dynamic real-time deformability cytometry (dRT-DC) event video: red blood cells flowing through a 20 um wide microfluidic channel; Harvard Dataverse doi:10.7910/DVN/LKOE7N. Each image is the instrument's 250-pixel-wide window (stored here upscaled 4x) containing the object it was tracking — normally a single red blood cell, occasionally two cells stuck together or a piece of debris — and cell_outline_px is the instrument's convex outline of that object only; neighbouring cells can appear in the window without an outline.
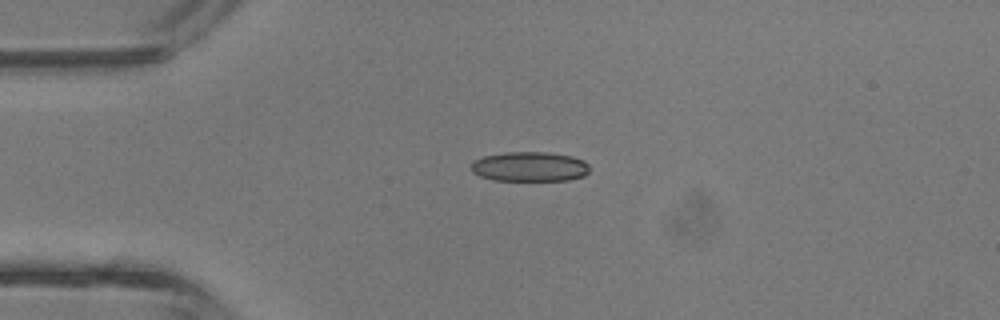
{"species": "common noctule bat (a hibernating species)", "species_latin": "Nyctalus noctula", "temperature_condition": "room temperature", "stored_images_in_passage": 41, "camera_frame_rate_fps": 3000, "um_per_image_px": 0.085, "animal": {"sex": "male", "body_mass_g": 13.3}, "frame": {"image": 1, "passage_image": 9, "time_ms": 2.667, "image_size_px": [1000, 320], "cell_outline_px": [[588, 172], [584, 176], [568, 180], [492, 180], [480, 176], [472, 172], [472, 160], [484, 156], [504, 152], [548, 152], [572, 156], [584, 160], [588, 164]], "centroid_in_image_um": [45.01, 14.16], "position_along_channel_um": 40.0, "area_um2": 20.58}}
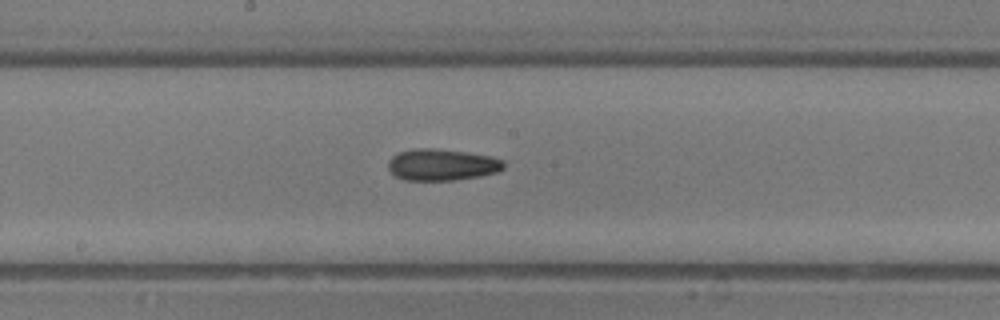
{"frame": {"image": 2, "passage_image": 21, "time_ms": 6.667, "image_size_px": [1000, 320], "cell_outline_px": [[504, 168], [500, 172], [480, 176], [456, 180], [404, 180], [396, 176], [388, 168], [388, 160], [396, 152], [412, 148], [436, 148], [492, 156], [504, 160]], "centroid_in_image_um": [37.56, 13.99], "position_along_channel_um": 210.6, "area_um2": 21.56}}
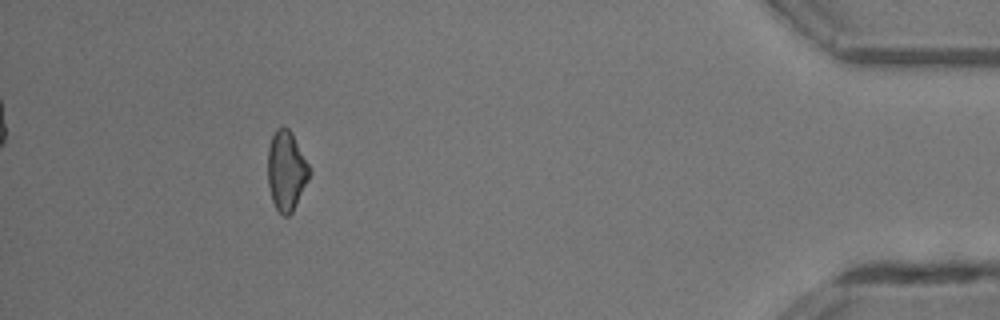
{"frame": {"image": 3, "passage_image": 37, "time_ms": 12.0, "image_size_px": [1000, 320], "cell_outline_px": [[312, 172], [292, 212], [288, 216], [284, 216], [276, 208], [272, 200], [268, 184], [268, 148], [272, 136], [276, 128], [288, 128], [292, 132]], "centroid_in_image_um": [24.34, 14.51], "position_along_channel_um": 410.9, "area_um2": 19.13}, "authors_computed_cell_mechanics": {"area_um2": 20.4612, "velocity_mm_per_s": 4.9489, "shape_relaxation_time_tau1_ms": null, "shape_relaxation_time_tau2_ms": 6.7345, "deformation_change_tau1": null, "deformation_change_tau2": 0.1759}}